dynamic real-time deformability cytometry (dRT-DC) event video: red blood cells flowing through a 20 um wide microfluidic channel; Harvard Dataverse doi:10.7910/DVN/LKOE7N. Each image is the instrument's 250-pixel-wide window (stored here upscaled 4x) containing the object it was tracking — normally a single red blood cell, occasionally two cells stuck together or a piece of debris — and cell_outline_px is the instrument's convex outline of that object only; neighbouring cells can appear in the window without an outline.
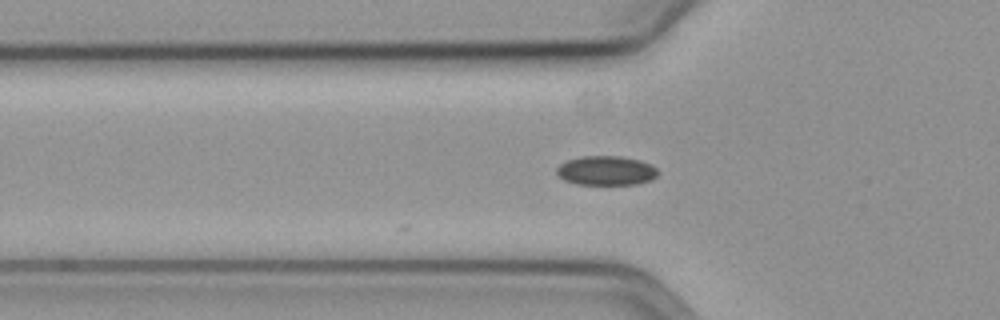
{"species": "common noctule bat (a hibernating species)", "species_latin": "Nyctalus noctula", "temperature_condition": "cold", "stored_images_in_passage": 3, "camera_frame_rate_fps": 3000, "um_per_image_px": 0.085, "animal": {"sex": "female", "body_mass_g": 19.3, "forearm_length_mm": 54.1}, "frame": {"image": 1, "passage_image": 3, "time_ms": 0.667, "image_size_px": [1000, 320], "cell_outline_px": [[656, 176], [652, 180], [636, 184], [576, 184], [564, 180], [556, 172], [556, 168], [560, 164], [568, 160], [584, 156], [620, 156], [640, 160], [652, 164], [656, 168]], "centroid_in_image_um": [51.53, 14.5], "position_along_channel_um": 74.3, "area_um2": 17.22}}